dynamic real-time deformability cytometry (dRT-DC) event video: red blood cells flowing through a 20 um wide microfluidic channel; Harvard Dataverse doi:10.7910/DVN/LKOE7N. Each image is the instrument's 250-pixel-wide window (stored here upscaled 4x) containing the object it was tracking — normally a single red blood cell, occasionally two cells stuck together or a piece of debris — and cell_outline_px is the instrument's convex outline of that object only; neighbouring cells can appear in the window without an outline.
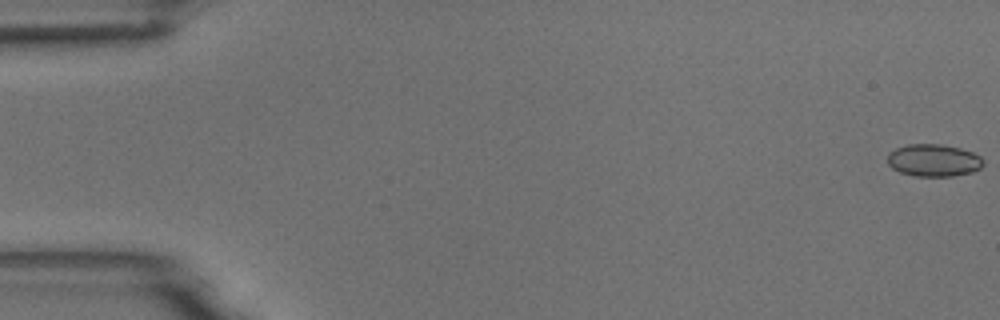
{"species": "common noctule bat (a hibernating species)", "species_latin": "Nyctalus noctula", "temperature_condition": "room temperature", "stored_images_in_passage": 9, "camera_frame_rate_fps": 3000, "um_per_image_px": 0.085, "animal": {"sex": "male", "body_mass_g": 18.8}, "frame": {"image": 1, "passage_image": 1, "time_ms": 0.0, "image_size_px": [1000, 320], "cell_outline_px": [[984, 164], [980, 168], [972, 172], [952, 176], [916, 176], [900, 172], [892, 168], [888, 164], [888, 152], [896, 148], [908, 144], [940, 144], [960, 148], [972, 152], [980, 156], [984, 160]], "centroid_in_image_um": [79.36, 13.62], "position_along_channel_um": 5.6, "area_um2": 18.09}}
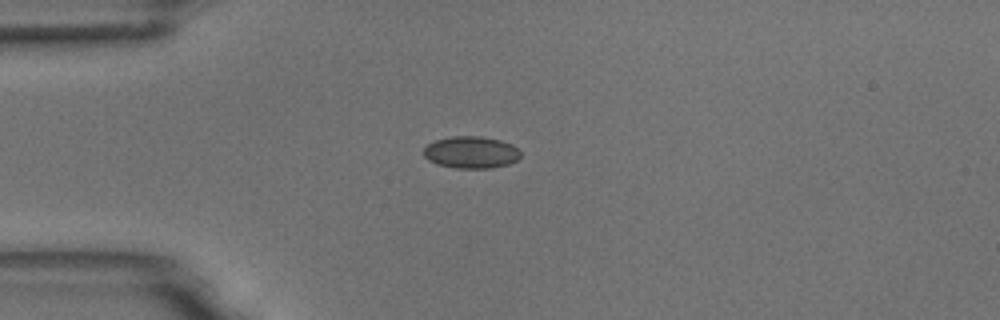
{"frame": {"image": 2, "passage_image": 4, "time_ms": 1.0, "image_size_px": [1000, 320], "cell_outline_px": [[520, 156], [516, 160], [508, 164], [492, 168], [456, 168], [436, 164], [428, 160], [424, 156], [424, 148], [428, 144], [436, 140], [452, 136], [480, 136], [500, 140], [512, 144], [520, 152]], "centroid_in_image_um": [40.03, 12.95], "position_along_channel_um": 45.0, "area_um2": 18.03}}
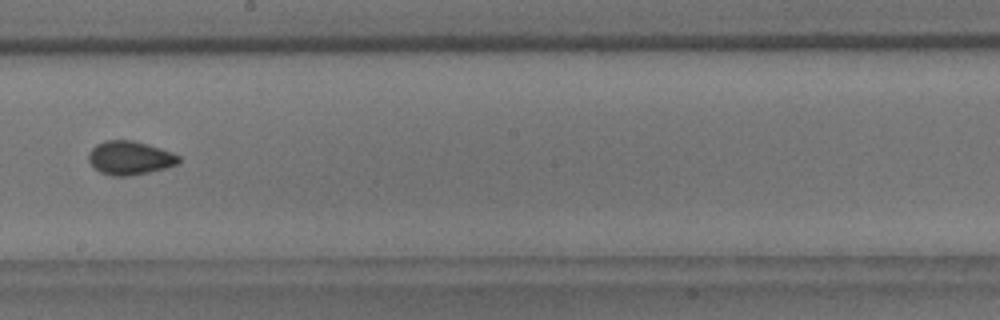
{"frame": {"image": 3, "passage_image": 9, "time_ms": 2.667, "image_size_px": [1000, 320], "cell_outline_px": [[180, 164], [148, 172], [128, 176], [112, 176], [100, 172], [88, 160], [88, 152], [96, 144], [104, 140], [132, 140], [148, 144], [172, 152], [180, 156]], "centroid_in_image_um": [11.04, 13.41], "position_along_channel_um": 237.2, "area_um2": 17.74}}